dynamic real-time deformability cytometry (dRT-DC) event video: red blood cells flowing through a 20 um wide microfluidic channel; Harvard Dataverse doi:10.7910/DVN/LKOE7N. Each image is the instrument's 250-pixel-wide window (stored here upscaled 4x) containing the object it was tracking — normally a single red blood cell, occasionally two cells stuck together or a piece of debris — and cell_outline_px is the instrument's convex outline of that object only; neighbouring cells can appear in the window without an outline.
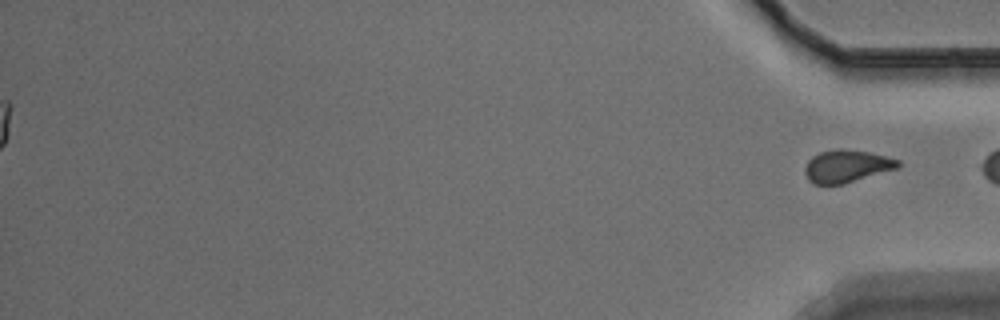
{"species": "Egyptian fruit bat (a non-hibernating species)", "species_latin": "Rousettus aegyptiacus", "temperature_condition": "warm", "stored_images_in_passage": 54, "segment_of_instrument_passage": [2, 2], "camera_frame_rate_fps": 3000, "um_per_image_px": 0.085, "animal": {"sex": "male"}, "frame": {"image": 1, "passage_image": 54, "time_ms": 17.667, "image_size_px": [1000, 320], "cell_outline_px": [[900, 168], [844, 184], [812, 184], [808, 180], [804, 172], [804, 168], [808, 160], [812, 156], [820, 152], [836, 148], [844, 148], [868, 152], [900, 160]], "centroid_in_image_um": [71.96, 14.13], "position_along_channel_um": 363.2, "area_um2": 17.92}}